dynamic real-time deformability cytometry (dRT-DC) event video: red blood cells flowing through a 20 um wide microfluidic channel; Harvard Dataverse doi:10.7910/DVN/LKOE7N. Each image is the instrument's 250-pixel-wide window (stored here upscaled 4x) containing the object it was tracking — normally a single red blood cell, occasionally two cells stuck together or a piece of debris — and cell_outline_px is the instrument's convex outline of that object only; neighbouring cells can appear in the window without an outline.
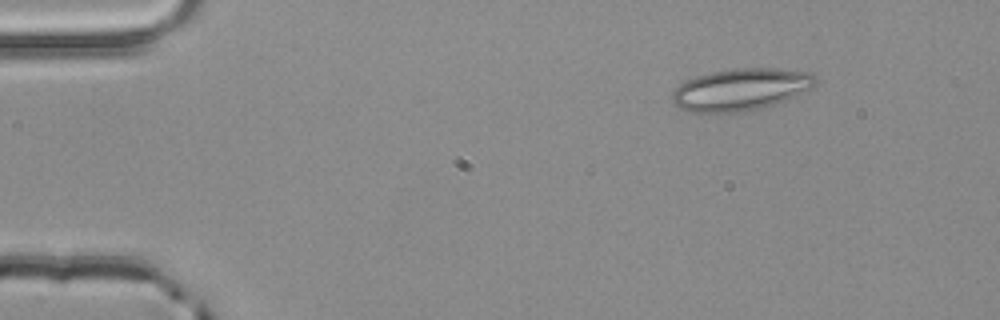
{"species": "common noctule bat (a hibernating species)", "species_latin": "Nyctalus noctula", "temperature_condition": "room temperature", "stored_images_in_passage": 4, "camera_frame_rate_fps": 3000, "um_per_image_px": 0.085, "animal": {"sex": "male", "body_mass_g": 20.4}, "frame": {"image": 1, "passage_image": 2, "time_ms": 0.333, "image_size_px": [1000, 320], "cell_outline_px": [[816, 84], [784, 100], [748, 112], [692, 112], [680, 108], [672, 104], [672, 92], [680, 84], [696, 76], [712, 72], [736, 68], [780, 68], [812, 72], [816, 76]], "centroid_in_image_um": [62.94, 7.6], "position_along_channel_um": 22.1, "area_um2": 34.85}}